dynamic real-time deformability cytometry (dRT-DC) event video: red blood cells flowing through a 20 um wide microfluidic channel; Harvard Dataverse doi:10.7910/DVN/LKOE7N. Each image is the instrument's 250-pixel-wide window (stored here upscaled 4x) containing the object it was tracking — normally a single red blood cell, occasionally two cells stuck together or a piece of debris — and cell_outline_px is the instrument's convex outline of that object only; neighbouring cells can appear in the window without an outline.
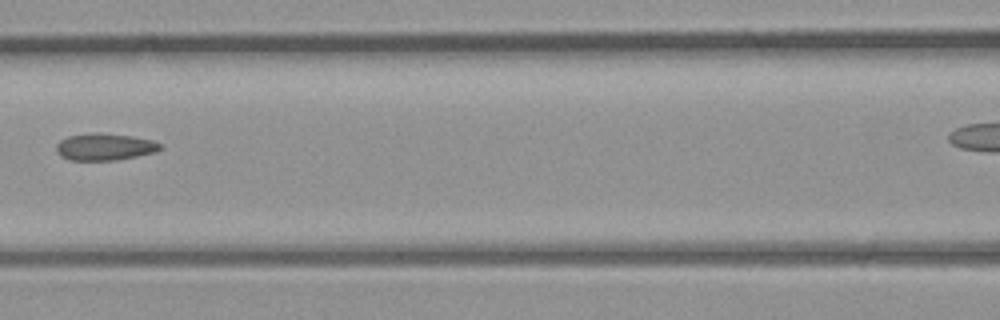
{"species": "common noctule bat (a hibernating species)", "species_latin": "Nyctalus noctula", "temperature_condition": "room temperature", "stored_images_in_passage": 7, "segment_of_instrument_passage": [1, 2], "camera_frame_rate_fps": 3000, "um_per_image_px": 0.085, "animal": {"sex": "male", "body_mass_g": 23.1, "forearm_length_mm": 52.7}, "frame": {"image": 1, "passage_image": 6, "time_ms": 5.667, "image_size_px": [1000, 320], "cell_outline_px": [[160, 148], [156, 152], [116, 160], [68, 160], [60, 156], [56, 152], [56, 144], [60, 140], [68, 136], [92, 132], [132, 136], [152, 140], [160, 144]], "centroid_in_image_um": [8.85, 12.48], "position_along_channel_um": 157.8, "area_um2": 16.3}}